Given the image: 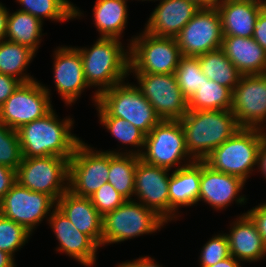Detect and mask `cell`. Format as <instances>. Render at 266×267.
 <instances>
[{
  "label": "cell",
  "instance_id": "2",
  "mask_svg": "<svg viewBox=\"0 0 266 267\" xmlns=\"http://www.w3.org/2000/svg\"><path fill=\"white\" fill-rule=\"evenodd\" d=\"M56 113L53 108L44 117L24 124L17 130L23 158L72 157L82 139L72 133L74 119L70 116L60 119Z\"/></svg>",
  "mask_w": 266,
  "mask_h": 267
},
{
  "label": "cell",
  "instance_id": "14",
  "mask_svg": "<svg viewBox=\"0 0 266 267\" xmlns=\"http://www.w3.org/2000/svg\"><path fill=\"white\" fill-rule=\"evenodd\" d=\"M182 56L198 57L220 49L223 32L216 6L199 9L176 37Z\"/></svg>",
  "mask_w": 266,
  "mask_h": 267
},
{
  "label": "cell",
  "instance_id": "37",
  "mask_svg": "<svg viewBox=\"0 0 266 267\" xmlns=\"http://www.w3.org/2000/svg\"><path fill=\"white\" fill-rule=\"evenodd\" d=\"M221 232L212 235L204 246H202L200 255L198 256L200 267L212 266L231 256L228 238L223 231Z\"/></svg>",
  "mask_w": 266,
  "mask_h": 267
},
{
  "label": "cell",
  "instance_id": "25",
  "mask_svg": "<svg viewBox=\"0 0 266 267\" xmlns=\"http://www.w3.org/2000/svg\"><path fill=\"white\" fill-rule=\"evenodd\" d=\"M221 49L242 75L265 74L266 51L252 37L223 36Z\"/></svg>",
  "mask_w": 266,
  "mask_h": 267
},
{
  "label": "cell",
  "instance_id": "44",
  "mask_svg": "<svg viewBox=\"0 0 266 267\" xmlns=\"http://www.w3.org/2000/svg\"><path fill=\"white\" fill-rule=\"evenodd\" d=\"M256 172H260L266 180V133L263 135L262 144L260 146Z\"/></svg>",
  "mask_w": 266,
  "mask_h": 267
},
{
  "label": "cell",
  "instance_id": "19",
  "mask_svg": "<svg viewBox=\"0 0 266 267\" xmlns=\"http://www.w3.org/2000/svg\"><path fill=\"white\" fill-rule=\"evenodd\" d=\"M46 222L58 240L56 253L62 252L84 267H93L96 264L100 248L86 234L80 232L57 207Z\"/></svg>",
  "mask_w": 266,
  "mask_h": 267
},
{
  "label": "cell",
  "instance_id": "29",
  "mask_svg": "<svg viewBox=\"0 0 266 267\" xmlns=\"http://www.w3.org/2000/svg\"><path fill=\"white\" fill-rule=\"evenodd\" d=\"M22 12L30 13L43 23L48 19L55 22H68L84 17L83 11L70 0H15Z\"/></svg>",
  "mask_w": 266,
  "mask_h": 267
},
{
  "label": "cell",
  "instance_id": "28",
  "mask_svg": "<svg viewBox=\"0 0 266 267\" xmlns=\"http://www.w3.org/2000/svg\"><path fill=\"white\" fill-rule=\"evenodd\" d=\"M35 57L36 53L29 47L6 39L0 41V73L18 79L21 83L36 80L27 73Z\"/></svg>",
  "mask_w": 266,
  "mask_h": 267
},
{
  "label": "cell",
  "instance_id": "30",
  "mask_svg": "<svg viewBox=\"0 0 266 267\" xmlns=\"http://www.w3.org/2000/svg\"><path fill=\"white\" fill-rule=\"evenodd\" d=\"M99 123L103 125L104 129L111 134L119 143L122 144L119 149L106 150L114 154H133L140 156L145 143L146 134L139 128L135 127L128 121L118 117L112 116H98ZM125 145V146H124ZM129 145V148H127ZM129 149V150H128Z\"/></svg>",
  "mask_w": 266,
  "mask_h": 267
},
{
  "label": "cell",
  "instance_id": "12",
  "mask_svg": "<svg viewBox=\"0 0 266 267\" xmlns=\"http://www.w3.org/2000/svg\"><path fill=\"white\" fill-rule=\"evenodd\" d=\"M129 75L136 79L135 85L161 120H180L185 116L188 111V99L182 93L174 73Z\"/></svg>",
  "mask_w": 266,
  "mask_h": 267
},
{
  "label": "cell",
  "instance_id": "11",
  "mask_svg": "<svg viewBox=\"0 0 266 267\" xmlns=\"http://www.w3.org/2000/svg\"><path fill=\"white\" fill-rule=\"evenodd\" d=\"M37 80L21 83L17 87L0 107V122L18 130L53 109L51 88Z\"/></svg>",
  "mask_w": 266,
  "mask_h": 267
},
{
  "label": "cell",
  "instance_id": "20",
  "mask_svg": "<svg viewBox=\"0 0 266 267\" xmlns=\"http://www.w3.org/2000/svg\"><path fill=\"white\" fill-rule=\"evenodd\" d=\"M156 1L159 3L151 12L143 30L157 37L176 38L199 10L187 0H153Z\"/></svg>",
  "mask_w": 266,
  "mask_h": 267
},
{
  "label": "cell",
  "instance_id": "26",
  "mask_svg": "<svg viewBox=\"0 0 266 267\" xmlns=\"http://www.w3.org/2000/svg\"><path fill=\"white\" fill-rule=\"evenodd\" d=\"M127 1L129 0L95 1L92 17L99 37L122 40L129 18Z\"/></svg>",
  "mask_w": 266,
  "mask_h": 267
},
{
  "label": "cell",
  "instance_id": "6",
  "mask_svg": "<svg viewBox=\"0 0 266 267\" xmlns=\"http://www.w3.org/2000/svg\"><path fill=\"white\" fill-rule=\"evenodd\" d=\"M167 223L153 210L135 200H126L102 219V247L159 232Z\"/></svg>",
  "mask_w": 266,
  "mask_h": 267
},
{
  "label": "cell",
  "instance_id": "23",
  "mask_svg": "<svg viewBox=\"0 0 266 267\" xmlns=\"http://www.w3.org/2000/svg\"><path fill=\"white\" fill-rule=\"evenodd\" d=\"M57 208L80 232L86 234L99 248L102 247L103 216L93 206L90 198L79 197L67 191L57 200Z\"/></svg>",
  "mask_w": 266,
  "mask_h": 267
},
{
  "label": "cell",
  "instance_id": "40",
  "mask_svg": "<svg viewBox=\"0 0 266 267\" xmlns=\"http://www.w3.org/2000/svg\"><path fill=\"white\" fill-rule=\"evenodd\" d=\"M21 84L18 79L0 73V107Z\"/></svg>",
  "mask_w": 266,
  "mask_h": 267
},
{
  "label": "cell",
  "instance_id": "31",
  "mask_svg": "<svg viewBox=\"0 0 266 267\" xmlns=\"http://www.w3.org/2000/svg\"><path fill=\"white\" fill-rule=\"evenodd\" d=\"M198 59L202 72L209 80H213L233 92L242 74L221 48L204 53L198 56Z\"/></svg>",
  "mask_w": 266,
  "mask_h": 267
},
{
  "label": "cell",
  "instance_id": "1",
  "mask_svg": "<svg viewBox=\"0 0 266 267\" xmlns=\"http://www.w3.org/2000/svg\"><path fill=\"white\" fill-rule=\"evenodd\" d=\"M122 42L117 38L98 37L90 47H76L81 54L85 80L95 89L91 96L93 105L101 92L130 78L129 45Z\"/></svg>",
  "mask_w": 266,
  "mask_h": 267
},
{
  "label": "cell",
  "instance_id": "24",
  "mask_svg": "<svg viewBox=\"0 0 266 267\" xmlns=\"http://www.w3.org/2000/svg\"><path fill=\"white\" fill-rule=\"evenodd\" d=\"M223 36L252 37L262 5L249 0H218Z\"/></svg>",
  "mask_w": 266,
  "mask_h": 267
},
{
  "label": "cell",
  "instance_id": "41",
  "mask_svg": "<svg viewBox=\"0 0 266 267\" xmlns=\"http://www.w3.org/2000/svg\"><path fill=\"white\" fill-rule=\"evenodd\" d=\"M16 182V170L0 164V201Z\"/></svg>",
  "mask_w": 266,
  "mask_h": 267
},
{
  "label": "cell",
  "instance_id": "43",
  "mask_svg": "<svg viewBox=\"0 0 266 267\" xmlns=\"http://www.w3.org/2000/svg\"><path fill=\"white\" fill-rule=\"evenodd\" d=\"M118 264V265H117ZM116 267H163L162 264L159 265L158 262H156L154 257L149 256H139L137 259L133 260H126L125 262L122 261V263H117Z\"/></svg>",
  "mask_w": 266,
  "mask_h": 267
},
{
  "label": "cell",
  "instance_id": "16",
  "mask_svg": "<svg viewBox=\"0 0 266 267\" xmlns=\"http://www.w3.org/2000/svg\"><path fill=\"white\" fill-rule=\"evenodd\" d=\"M170 172H172L170 169L151 165L139 159L135 169L133 198L153 210L167 224L169 222Z\"/></svg>",
  "mask_w": 266,
  "mask_h": 267
},
{
  "label": "cell",
  "instance_id": "38",
  "mask_svg": "<svg viewBox=\"0 0 266 267\" xmlns=\"http://www.w3.org/2000/svg\"><path fill=\"white\" fill-rule=\"evenodd\" d=\"M89 198L93 206L102 216L115 210L126 201V199L108 182L104 183L103 186Z\"/></svg>",
  "mask_w": 266,
  "mask_h": 267
},
{
  "label": "cell",
  "instance_id": "33",
  "mask_svg": "<svg viewBox=\"0 0 266 267\" xmlns=\"http://www.w3.org/2000/svg\"><path fill=\"white\" fill-rule=\"evenodd\" d=\"M233 92L213 80L204 82L188 99V110H227L232 107Z\"/></svg>",
  "mask_w": 266,
  "mask_h": 267
},
{
  "label": "cell",
  "instance_id": "8",
  "mask_svg": "<svg viewBox=\"0 0 266 267\" xmlns=\"http://www.w3.org/2000/svg\"><path fill=\"white\" fill-rule=\"evenodd\" d=\"M140 159L170 170L193 163L195 160L188 153L180 121L161 120L146 135Z\"/></svg>",
  "mask_w": 266,
  "mask_h": 267
},
{
  "label": "cell",
  "instance_id": "47",
  "mask_svg": "<svg viewBox=\"0 0 266 267\" xmlns=\"http://www.w3.org/2000/svg\"><path fill=\"white\" fill-rule=\"evenodd\" d=\"M242 264V262L236 260L233 256H230L209 267H243Z\"/></svg>",
  "mask_w": 266,
  "mask_h": 267
},
{
  "label": "cell",
  "instance_id": "22",
  "mask_svg": "<svg viewBox=\"0 0 266 267\" xmlns=\"http://www.w3.org/2000/svg\"><path fill=\"white\" fill-rule=\"evenodd\" d=\"M201 173L202 161L172 170L169 178V223L182 216L180 208L197 206Z\"/></svg>",
  "mask_w": 266,
  "mask_h": 267
},
{
  "label": "cell",
  "instance_id": "7",
  "mask_svg": "<svg viewBox=\"0 0 266 267\" xmlns=\"http://www.w3.org/2000/svg\"><path fill=\"white\" fill-rule=\"evenodd\" d=\"M127 42L129 73H175L182 57L176 38L157 37L141 30Z\"/></svg>",
  "mask_w": 266,
  "mask_h": 267
},
{
  "label": "cell",
  "instance_id": "36",
  "mask_svg": "<svg viewBox=\"0 0 266 267\" xmlns=\"http://www.w3.org/2000/svg\"><path fill=\"white\" fill-rule=\"evenodd\" d=\"M22 158L17 130L0 122V164L17 170Z\"/></svg>",
  "mask_w": 266,
  "mask_h": 267
},
{
  "label": "cell",
  "instance_id": "35",
  "mask_svg": "<svg viewBox=\"0 0 266 267\" xmlns=\"http://www.w3.org/2000/svg\"><path fill=\"white\" fill-rule=\"evenodd\" d=\"M31 236L24 226L0 214V250L15 258L16 252L26 246Z\"/></svg>",
  "mask_w": 266,
  "mask_h": 267
},
{
  "label": "cell",
  "instance_id": "3",
  "mask_svg": "<svg viewBox=\"0 0 266 267\" xmlns=\"http://www.w3.org/2000/svg\"><path fill=\"white\" fill-rule=\"evenodd\" d=\"M179 121L188 153L195 161H203L240 129L231 109L188 110Z\"/></svg>",
  "mask_w": 266,
  "mask_h": 267
},
{
  "label": "cell",
  "instance_id": "50",
  "mask_svg": "<svg viewBox=\"0 0 266 267\" xmlns=\"http://www.w3.org/2000/svg\"><path fill=\"white\" fill-rule=\"evenodd\" d=\"M262 10L266 13V2L262 4Z\"/></svg>",
  "mask_w": 266,
  "mask_h": 267
},
{
  "label": "cell",
  "instance_id": "5",
  "mask_svg": "<svg viewBox=\"0 0 266 267\" xmlns=\"http://www.w3.org/2000/svg\"><path fill=\"white\" fill-rule=\"evenodd\" d=\"M122 81L97 97V116L125 119L146 135L161 121L153 106L132 82Z\"/></svg>",
  "mask_w": 266,
  "mask_h": 267
},
{
  "label": "cell",
  "instance_id": "27",
  "mask_svg": "<svg viewBox=\"0 0 266 267\" xmlns=\"http://www.w3.org/2000/svg\"><path fill=\"white\" fill-rule=\"evenodd\" d=\"M8 9L7 33L5 39L14 43H19L29 47L37 53L42 37L47 33H43V22L31 15L30 13L16 10L10 12Z\"/></svg>",
  "mask_w": 266,
  "mask_h": 267
},
{
  "label": "cell",
  "instance_id": "21",
  "mask_svg": "<svg viewBox=\"0 0 266 267\" xmlns=\"http://www.w3.org/2000/svg\"><path fill=\"white\" fill-rule=\"evenodd\" d=\"M229 223L225 232L230 255L242 263L259 262L266 256V246L252 219L244 212Z\"/></svg>",
  "mask_w": 266,
  "mask_h": 267
},
{
  "label": "cell",
  "instance_id": "10",
  "mask_svg": "<svg viewBox=\"0 0 266 267\" xmlns=\"http://www.w3.org/2000/svg\"><path fill=\"white\" fill-rule=\"evenodd\" d=\"M69 159L58 156L22 158L16 181L57 200L68 191Z\"/></svg>",
  "mask_w": 266,
  "mask_h": 267
},
{
  "label": "cell",
  "instance_id": "46",
  "mask_svg": "<svg viewBox=\"0 0 266 267\" xmlns=\"http://www.w3.org/2000/svg\"><path fill=\"white\" fill-rule=\"evenodd\" d=\"M0 267H16L15 258L7 252L0 250Z\"/></svg>",
  "mask_w": 266,
  "mask_h": 267
},
{
  "label": "cell",
  "instance_id": "48",
  "mask_svg": "<svg viewBox=\"0 0 266 267\" xmlns=\"http://www.w3.org/2000/svg\"><path fill=\"white\" fill-rule=\"evenodd\" d=\"M187 1L193 3L199 9H207L214 7L218 0H187Z\"/></svg>",
  "mask_w": 266,
  "mask_h": 267
},
{
  "label": "cell",
  "instance_id": "18",
  "mask_svg": "<svg viewBox=\"0 0 266 267\" xmlns=\"http://www.w3.org/2000/svg\"><path fill=\"white\" fill-rule=\"evenodd\" d=\"M245 183L240 177L214 170L202 161L198 203H207L218 212L230 207L231 203L246 205L249 198L242 193Z\"/></svg>",
  "mask_w": 266,
  "mask_h": 267
},
{
  "label": "cell",
  "instance_id": "49",
  "mask_svg": "<svg viewBox=\"0 0 266 267\" xmlns=\"http://www.w3.org/2000/svg\"><path fill=\"white\" fill-rule=\"evenodd\" d=\"M249 1L256 2L261 5L266 2V0H249Z\"/></svg>",
  "mask_w": 266,
  "mask_h": 267
},
{
  "label": "cell",
  "instance_id": "34",
  "mask_svg": "<svg viewBox=\"0 0 266 267\" xmlns=\"http://www.w3.org/2000/svg\"><path fill=\"white\" fill-rule=\"evenodd\" d=\"M177 83L189 99L201 87L206 75L202 72L198 57L182 56L175 70Z\"/></svg>",
  "mask_w": 266,
  "mask_h": 267
},
{
  "label": "cell",
  "instance_id": "13",
  "mask_svg": "<svg viewBox=\"0 0 266 267\" xmlns=\"http://www.w3.org/2000/svg\"><path fill=\"white\" fill-rule=\"evenodd\" d=\"M56 207L57 202L49 195L31 191L16 181L0 201V214L33 234Z\"/></svg>",
  "mask_w": 266,
  "mask_h": 267
},
{
  "label": "cell",
  "instance_id": "45",
  "mask_svg": "<svg viewBox=\"0 0 266 267\" xmlns=\"http://www.w3.org/2000/svg\"><path fill=\"white\" fill-rule=\"evenodd\" d=\"M8 8L0 1V41L5 40L7 33Z\"/></svg>",
  "mask_w": 266,
  "mask_h": 267
},
{
  "label": "cell",
  "instance_id": "4",
  "mask_svg": "<svg viewBox=\"0 0 266 267\" xmlns=\"http://www.w3.org/2000/svg\"><path fill=\"white\" fill-rule=\"evenodd\" d=\"M265 133V130L258 128H240L203 161L214 170L247 182L257 171L258 154Z\"/></svg>",
  "mask_w": 266,
  "mask_h": 267
},
{
  "label": "cell",
  "instance_id": "42",
  "mask_svg": "<svg viewBox=\"0 0 266 267\" xmlns=\"http://www.w3.org/2000/svg\"><path fill=\"white\" fill-rule=\"evenodd\" d=\"M252 38L266 51V13L263 10L258 15Z\"/></svg>",
  "mask_w": 266,
  "mask_h": 267
},
{
  "label": "cell",
  "instance_id": "51",
  "mask_svg": "<svg viewBox=\"0 0 266 267\" xmlns=\"http://www.w3.org/2000/svg\"><path fill=\"white\" fill-rule=\"evenodd\" d=\"M133 1V0H132ZM135 1H142V2H145V1H153V0H135Z\"/></svg>",
  "mask_w": 266,
  "mask_h": 267
},
{
  "label": "cell",
  "instance_id": "9",
  "mask_svg": "<svg viewBox=\"0 0 266 267\" xmlns=\"http://www.w3.org/2000/svg\"><path fill=\"white\" fill-rule=\"evenodd\" d=\"M110 152L94 149L83 139L69 159L68 191L79 197H91L108 181Z\"/></svg>",
  "mask_w": 266,
  "mask_h": 267
},
{
  "label": "cell",
  "instance_id": "15",
  "mask_svg": "<svg viewBox=\"0 0 266 267\" xmlns=\"http://www.w3.org/2000/svg\"><path fill=\"white\" fill-rule=\"evenodd\" d=\"M231 110L240 128L266 131V76L242 75L232 95Z\"/></svg>",
  "mask_w": 266,
  "mask_h": 267
},
{
  "label": "cell",
  "instance_id": "17",
  "mask_svg": "<svg viewBox=\"0 0 266 267\" xmlns=\"http://www.w3.org/2000/svg\"><path fill=\"white\" fill-rule=\"evenodd\" d=\"M53 52V82L65 106H72L88 86L82 58L76 46H56Z\"/></svg>",
  "mask_w": 266,
  "mask_h": 267
},
{
  "label": "cell",
  "instance_id": "39",
  "mask_svg": "<svg viewBox=\"0 0 266 267\" xmlns=\"http://www.w3.org/2000/svg\"><path fill=\"white\" fill-rule=\"evenodd\" d=\"M254 222L266 246V202L261 203L245 212Z\"/></svg>",
  "mask_w": 266,
  "mask_h": 267
},
{
  "label": "cell",
  "instance_id": "32",
  "mask_svg": "<svg viewBox=\"0 0 266 267\" xmlns=\"http://www.w3.org/2000/svg\"><path fill=\"white\" fill-rule=\"evenodd\" d=\"M140 156L110 152L108 183L126 200H133L135 169Z\"/></svg>",
  "mask_w": 266,
  "mask_h": 267
}]
</instances>
